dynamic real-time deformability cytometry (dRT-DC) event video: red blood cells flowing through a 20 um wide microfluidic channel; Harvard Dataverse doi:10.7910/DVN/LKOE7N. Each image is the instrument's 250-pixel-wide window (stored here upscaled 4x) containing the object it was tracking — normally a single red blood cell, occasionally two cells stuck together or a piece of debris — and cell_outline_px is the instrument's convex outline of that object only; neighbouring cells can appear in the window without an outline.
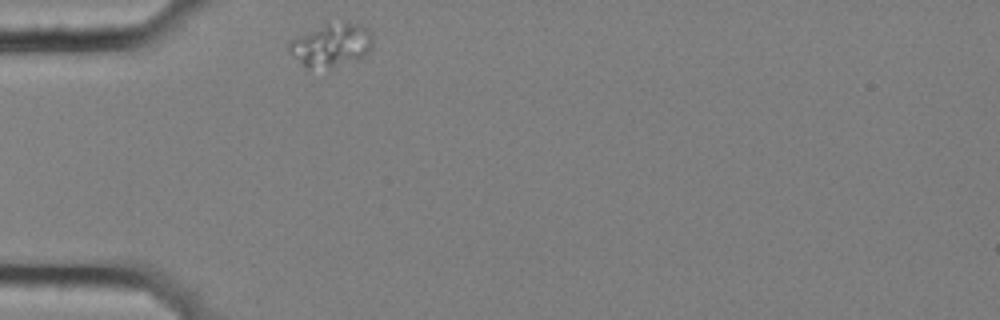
{"species": "common noctule bat (a hibernating species)", "species_latin": "Nyctalus noctula", "temperature_condition": "cold", "stored_images_in_passage": 34, "camera_frame_rate_fps": 3000, "um_per_image_px": 0.085, "animal": {"sex": "female", "body_mass_g": 25.1}, "frame": {"image": 1, "passage_image": 1, "time_ms": 0.0, "image_size_px": [1000, 320], "cell_outline_px": [[372, 48], [364, 56], [332, 64], [308, 68], [304, 68], [288, 52], [288, 44], [292, 40], [328, 20], [348, 20], [360, 24], [368, 28], [372, 32]], "centroid_in_image_um": [28.16, 3.72], "position_along_channel_um": 56.8, "area_um2": 21.04}}
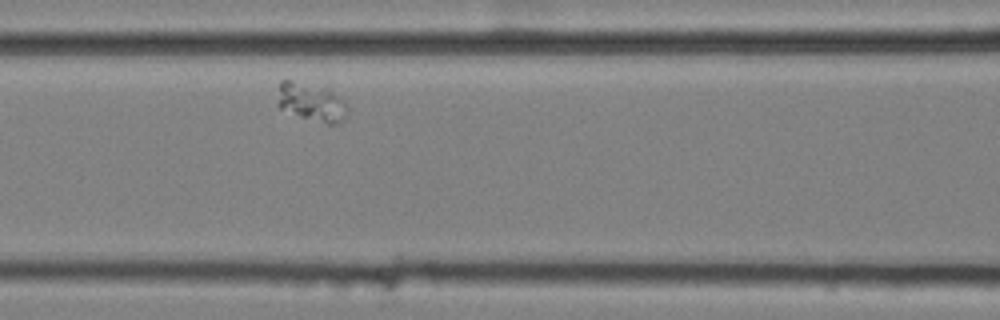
{"frame": {"image": 2, "passage_image": 10, "time_ms": 3.0, "image_size_px": [1000, 320], "cell_outline_px": [[348, 108], [344, 116], [332, 124], [328, 124], [300, 116], [280, 108], [276, 104], [280, 80], [288, 80], [324, 88], [332, 92]], "centroid_in_image_um": [26.37, 8.67], "position_along_channel_um": 140.2, "area_um2": 14.85}}
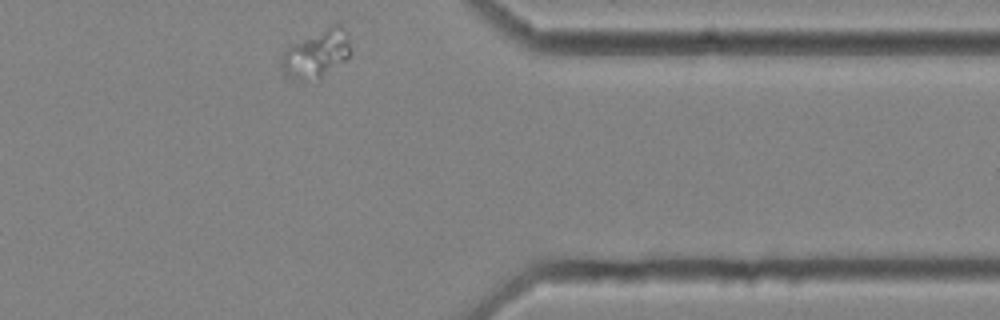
{"frame": {"image": 3, "passage_image": 34, "time_ms": 11.0, "image_size_px": [1000, 320], "cell_outline_px": [[352, 52], [344, 60], [320, 80], [308, 84], [304, 84], [292, 80], [284, 72], [280, 64], [280, 56], [288, 48], [332, 24], [340, 24], [348, 36], [352, 48]], "centroid_in_image_um": [26.9, 4.67], "position_along_channel_um": 384.5, "area_um2": 19.59}}